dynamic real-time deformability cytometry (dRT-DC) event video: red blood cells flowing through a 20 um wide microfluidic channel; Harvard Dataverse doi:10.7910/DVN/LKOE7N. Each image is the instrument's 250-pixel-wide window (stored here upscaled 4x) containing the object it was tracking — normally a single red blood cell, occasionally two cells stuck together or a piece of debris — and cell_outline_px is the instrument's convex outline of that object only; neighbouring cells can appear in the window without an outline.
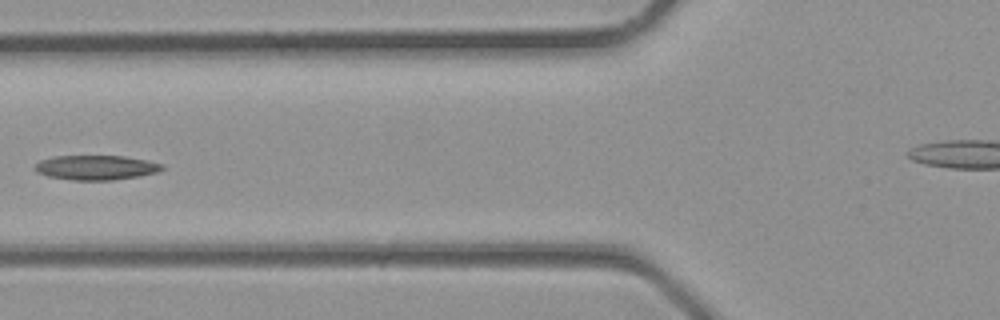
{"species": "common noctule bat (a hibernating species)", "species_latin": "Nyctalus noctula", "temperature_condition": "room temperature", "stored_images_in_passage": 6, "camera_frame_rate_fps": 3000, "um_per_image_px": 0.085, "animal": {"sex": "male", "body_mass_g": 23.1, "forearm_length_mm": 52.7}, "frame": {"image": 1, "passage_image": 5, "time_ms": 1.333, "image_size_px": [1000, 320], "cell_outline_px": [[164, 168], [156, 172], [140, 176], [112, 180], [72, 180], [48, 176], [36, 172], [32, 168], [40, 160], [52, 156], [124, 156], [148, 160], [164, 164]], "centroid_in_image_um": [8.15, 14.24], "position_along_channel_um": 117.7, "area_um2": 18.38}}